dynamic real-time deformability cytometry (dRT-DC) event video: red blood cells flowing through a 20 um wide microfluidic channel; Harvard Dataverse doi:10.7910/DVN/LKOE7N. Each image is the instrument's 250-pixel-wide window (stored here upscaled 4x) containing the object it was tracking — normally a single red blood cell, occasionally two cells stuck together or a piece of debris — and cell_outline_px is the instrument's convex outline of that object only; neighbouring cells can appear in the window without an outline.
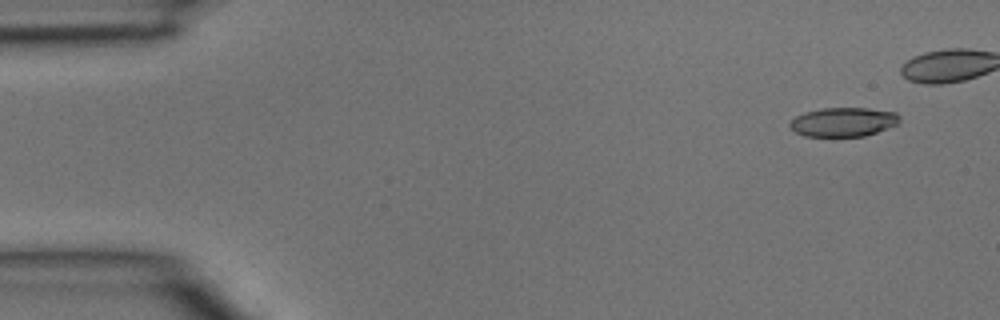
{"species": "common noctule bat (a hibernating species)", "species_latin": "Nyctalus noctula", "temperature_condition": "room temperature", "stored_images_in_passage": 5, "camera_frame_rate_fps": 3000, "um_per_image_px": 0.085, "animal": {"sex": "male", "body_mass_g": 15.6}, "frame": {"image": 1, "passage_image": 1, "time_ms": 0.0, "image_size_px": [1000, 320], "cell_outline_px": [[900, 120], [896, 124], [888, 128], [864, 136], [804, 136], [796, 132], [788, 124], [796, 116], [804, 112], [824, 108], [868, 108], [896, 112], [900, 116]], "centroid_in_image_um": [71.69, 10.36], "position_along_channel_um": 13.3, "area_um2": 18.5}}